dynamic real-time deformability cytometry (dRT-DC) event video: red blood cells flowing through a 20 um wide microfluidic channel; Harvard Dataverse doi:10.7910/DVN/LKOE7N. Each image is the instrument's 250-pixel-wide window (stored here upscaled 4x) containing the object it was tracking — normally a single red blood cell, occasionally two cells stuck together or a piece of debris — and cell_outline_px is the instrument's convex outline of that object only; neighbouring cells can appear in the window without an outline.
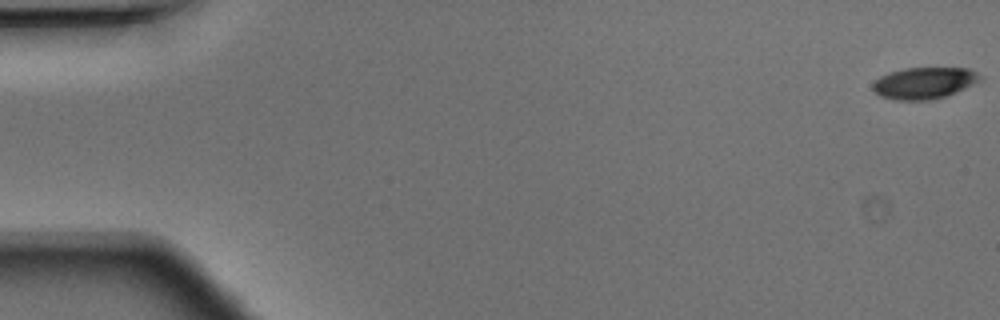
{"species": "Egyptian fruit bat (a non-hibernating species)", "species_latin": "Rousettus aegyptiacus", "temperature_condition": "warm", "stored_images_in_passage": 49, "camera_frame_rate_fps": 3000, "um_per_image_px": 0.085, "animal": {"sex": "male"}, "frame": {"image": 1, "passage_image": 1, "time_ms": 0.0, "image_size_px": [1000, 320], "cell_outline_px": [[984, 80], [944, 96], [932, 100], [896, 100], [880, 96], [872, 88], [872, 84], [880, 76], [888, 72], [904, 68], [968, 68], [984, 76]], "centroid_in_image_um": [78.57, 7.05], "position_along_channel_um": 6.4, "area_um2": 19.83}}
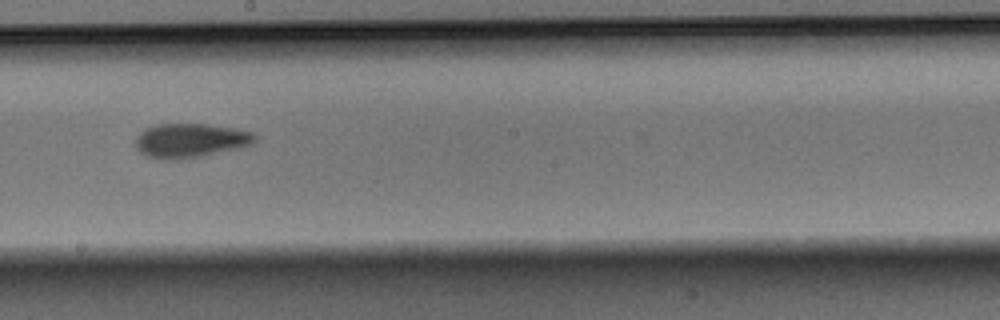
{"frame": {"image": 2, "passage_image": 28, "time_ms": 9.0, "image_size_px": [1000, 320], "cell_outline_px": [[256, 140], [252, 144], [244, 148], [200, 156], [176, 160], [148, 156], [136, 148], [136, 136], [144, 128], [156, 124], [208, 124], [236, 128], [252, 132], [256, 136]], "centroid_in_image_um": [16.23, 11.93], "position_along_channel_um": 232.0, "area_um2": 23.87}}
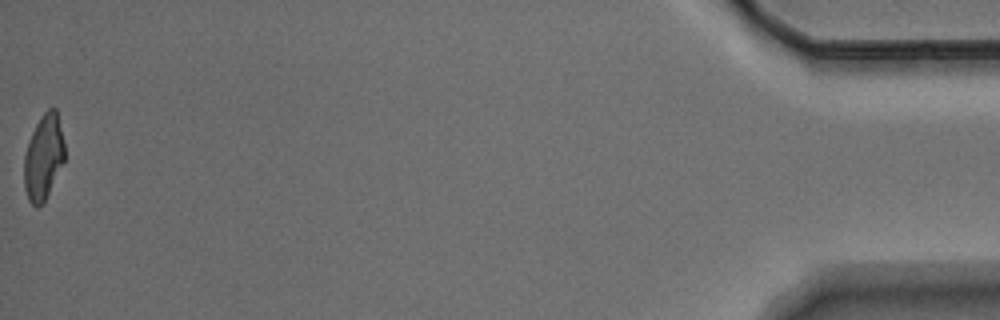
{"frame": {"image": 3, "passage_image": 49, "time_ms": 16.0, "image_size_px": [1000, 320], "cell_outline_px": [[64, 160], [44, 204], [36, 208], [28, 200], [24, 188], [24, 156], [32, 132], [40, 116], [48, 108], [56, 108], [64, 144]], "centroid_in_image_um": [3.69, 13.4], "position_along_channel_um": 431.5, "area_um2": 20.11}}